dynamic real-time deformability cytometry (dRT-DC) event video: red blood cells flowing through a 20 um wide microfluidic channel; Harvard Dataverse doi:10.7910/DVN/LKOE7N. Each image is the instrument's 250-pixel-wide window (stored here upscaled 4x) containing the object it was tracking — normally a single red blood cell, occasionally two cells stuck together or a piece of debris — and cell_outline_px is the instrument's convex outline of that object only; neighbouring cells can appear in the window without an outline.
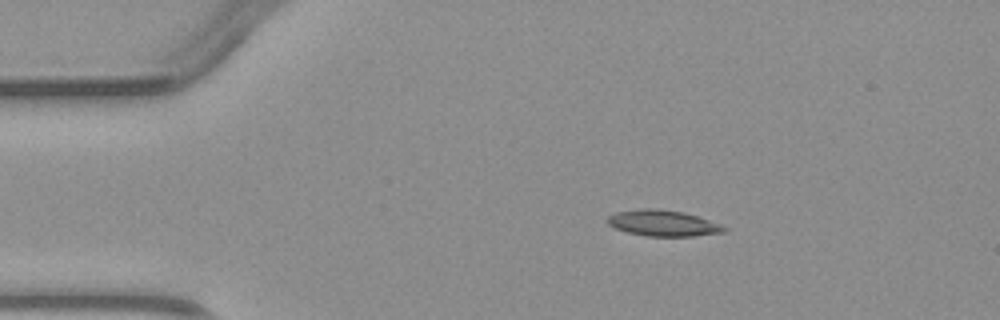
{"species": "common noctule bat (a hibernating species)", "species_latin": "Nyctalus noctula", "temperature_condition": "warm", "stored_images_in_passage": 5, "segment_of_instrument_passage": [2, 2], "camera_frame_rate_fps": 3000, "um_per_image_px": 0.085, "animal": {"sex": "male", "body_mass_g": 23.1, "forearm_length_mm": 52.7}, "frame": {"image": 1, "passage_image": 5, "time_ms": 8.333, "image_size_px": [1000, 320], "cell_outline_px": [[728, 228], [724, 232], [692, 236], [644, 236], [628, 232], [616, 228], [608, 224], [604, 220], [608, 216], [616, 212], [640, 208], [660, 208], [684, 212], [720, 224]], "centroid_in_image_um": [56.31, 18.96], "position_along_channel_um": 28.7, "area_um2": 17.74}}